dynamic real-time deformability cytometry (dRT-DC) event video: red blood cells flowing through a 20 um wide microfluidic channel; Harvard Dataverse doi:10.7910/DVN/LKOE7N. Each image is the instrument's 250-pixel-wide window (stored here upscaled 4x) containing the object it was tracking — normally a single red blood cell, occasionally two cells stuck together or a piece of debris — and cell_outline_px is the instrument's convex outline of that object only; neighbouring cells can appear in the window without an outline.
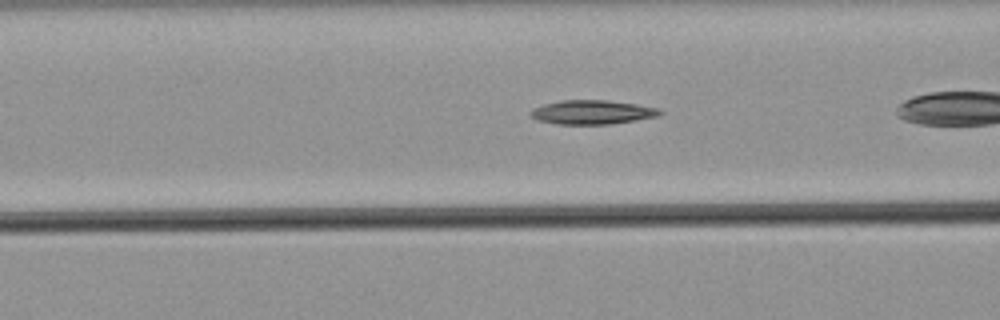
{"species": "common noctule bat (a hibernating species)", "species_latin": "Nyctalus noctula", "temperature_condition": "warm", "stored_images_in_passage": 23, "camera_frame_rate_fps": 3000, "um_per_image_px": 0.085, "animal": {"sex": "male", "body_mass_g": 21.5, "forearm_length_mm": 52.0}, "frame": {"image": 1, "passage_image": 4, "time_ms": 1.0, "image_size_px": [1000, 320], "cell_outline_px": [[664, 112], [660, 116], [612, 124], [556, 124], [536, 120], [528, 116], [528, 112], [532, 108], [544, 104], [560, 100], [608, 100], [636, 104], [660, 108]], "centroid_in_image_um": [50.32, 9.54], "position_along_channel_um": 116.3, "area_um2": 18.5}}
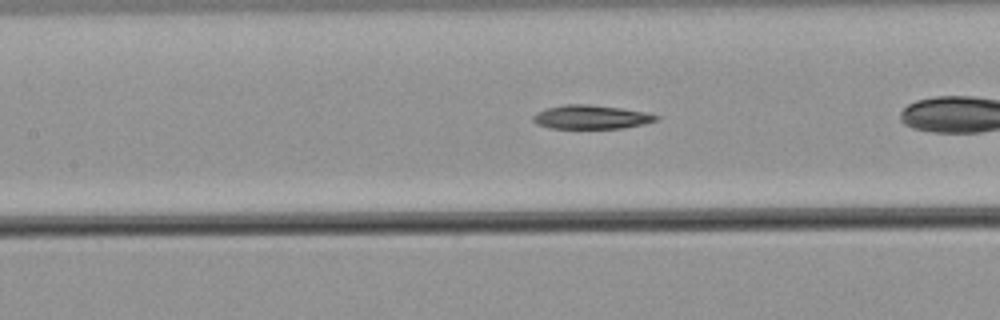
{"frame": {"image": 2, "passage_image": 7, "time_ms": 2.0, "image_size_px": [1000, 320], "cell_outline_px": [[660, 120], [644, 124], [624, 128], [548, 128], [536, 124], [532, 120], [532, 116], [536, 112], [544, 108], [564, 104], [592, 104], [620, 108], [644, 112], [660, 116]], "centroid_in_image_um": [50.22, 9.94], "position_along_channel_um": 157.2, "area_um2": 17.34}}
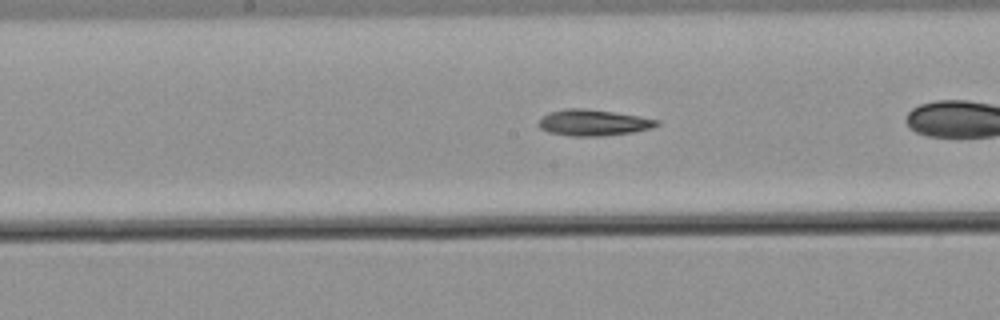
{"frame": {"image": 3, "passage_image": 10, "time_ms": 3.0, "image_size_px": [1000, 320], "cell_outline_px": [[660, 124], [652, 128], [632, 132], [600, 136], [568, 136], [548, 132], [540, 128], [536, 124], [548, 112], [564, 108], [584, 108], [640, 116], [660, 120]], "centroid_in_image_um": [50.41, 10.42], "position_along_channel_um": 197.8, "area_um2": 18.09}}